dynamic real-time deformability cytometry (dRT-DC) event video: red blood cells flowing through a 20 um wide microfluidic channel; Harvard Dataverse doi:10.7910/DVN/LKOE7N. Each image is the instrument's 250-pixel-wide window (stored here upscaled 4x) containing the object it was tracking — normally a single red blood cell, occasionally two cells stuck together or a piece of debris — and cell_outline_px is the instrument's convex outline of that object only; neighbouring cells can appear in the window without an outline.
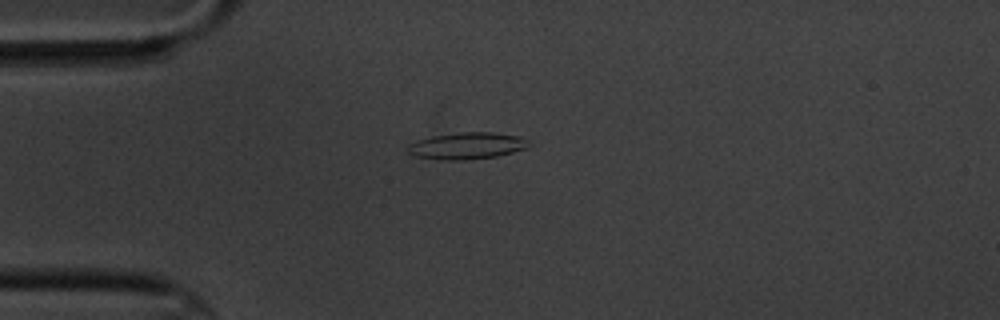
{"species": "common noctule bat (a hibernating species)", "species_latin": "Nyctalus noctula", "temperature_condition": "cold", "stored_images_in_passage": 4, "camera_frame_rate_fps": 3000, "um_per_image_px": 0.085, "animal": {"sex": "male", "body_mass_g": 20.1, "forearm_length_mm": 53.5}, "frame": {"image": 1, "passage_image": 4, "time_ms": 3.667, "image_size_px": [1000, 320], "cell_outline_px": [[528, 148], [496, 156], [460, 160], [444, 160], [416, 156], [408, 152], [408, 144], [416, 140], [432, 136], [460, 132], [492, 132], [520, 136], [528, 140]], "centroid_in_image_um": [39.69, 12.38], "position_along_channel_um": 45.3, "area_um2": 18.73}}